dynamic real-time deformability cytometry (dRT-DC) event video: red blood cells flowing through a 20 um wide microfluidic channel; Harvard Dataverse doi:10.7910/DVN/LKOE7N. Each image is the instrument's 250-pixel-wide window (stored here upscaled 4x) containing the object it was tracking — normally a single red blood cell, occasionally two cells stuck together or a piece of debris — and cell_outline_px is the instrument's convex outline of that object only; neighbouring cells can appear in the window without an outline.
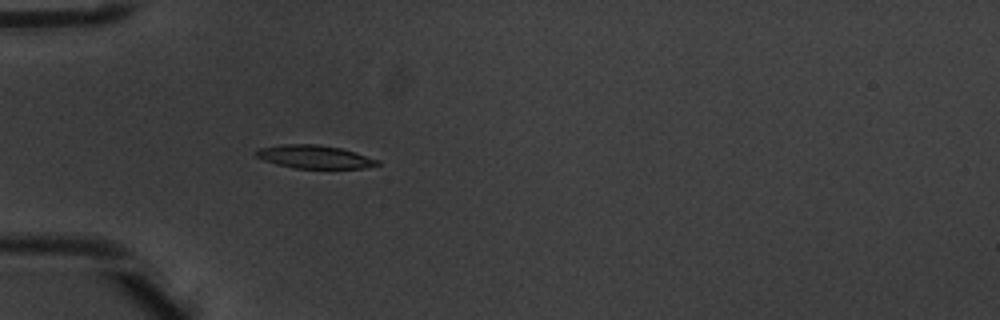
{"species": "common noctule bat (a hibernating species)", "species_latin": "Nyctalus noctula", "temperature_condition": "warm", "stored_images_in_passage": 5, "camera_frame_rate_fps": 3000, "um_per_image_px": 0.085, "animal": {"sex": "male", "body_mass_g": 20.1, "forearm_length_mm": 53.5}, "frame": {"image": 1, "passage_image": 5, "time_ms": 1.333, "image_size_px": [1000, 320], "cell_outline_px": [[380, 164], [364, 168], [296, 168], [276, 164], [264, 160], [256, 156], [256, 152], [260, 148], [284, 144], [316, 144], [340, 148], [356, 152], [380, 160]], "centroid_in_image_um": [26.77, 13.33], "position_along_channel_um": 58.2, "area_um2": 16.24}}